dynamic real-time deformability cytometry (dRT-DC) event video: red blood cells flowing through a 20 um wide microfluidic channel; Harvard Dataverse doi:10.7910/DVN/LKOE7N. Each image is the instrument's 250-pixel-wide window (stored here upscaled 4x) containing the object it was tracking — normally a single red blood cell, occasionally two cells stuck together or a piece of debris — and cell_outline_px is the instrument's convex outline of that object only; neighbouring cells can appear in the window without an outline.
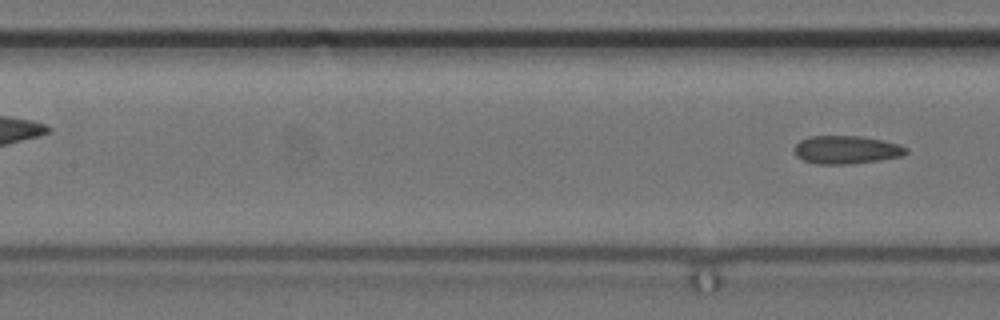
{"species": "common noctule bat (a hibernating species)", "species_latin": "Nyctalus noctula", "temperature_condition": "cold", "stored_images_in_passage": 10, "segment_of_instrument_passage": [2, 2], "camera_frame_rate_fps": 3000, "um_per_image_px": 0.085, "animal": {"sex": "female", "body_mass_g": 24.6, "forearm_length_mm": 56.2}, "frame": {"image": 1, "passage_image": 10, "time_ms": 3.0, "image_size_px": [1000, 320], "cell_outline_px": [[908, 152], [900, 156], [880, 160], [852, 164], [816, 164], [804, 160], [796, 156], [792, 148], [800, 140], [808, 136], [860, 136], [884, 140], [900, 144], [908, 148]], "centroid_in_image_um": [71.93, 12.73], "position_along_channel_um": 135.5, "area_um2": 18.55}}